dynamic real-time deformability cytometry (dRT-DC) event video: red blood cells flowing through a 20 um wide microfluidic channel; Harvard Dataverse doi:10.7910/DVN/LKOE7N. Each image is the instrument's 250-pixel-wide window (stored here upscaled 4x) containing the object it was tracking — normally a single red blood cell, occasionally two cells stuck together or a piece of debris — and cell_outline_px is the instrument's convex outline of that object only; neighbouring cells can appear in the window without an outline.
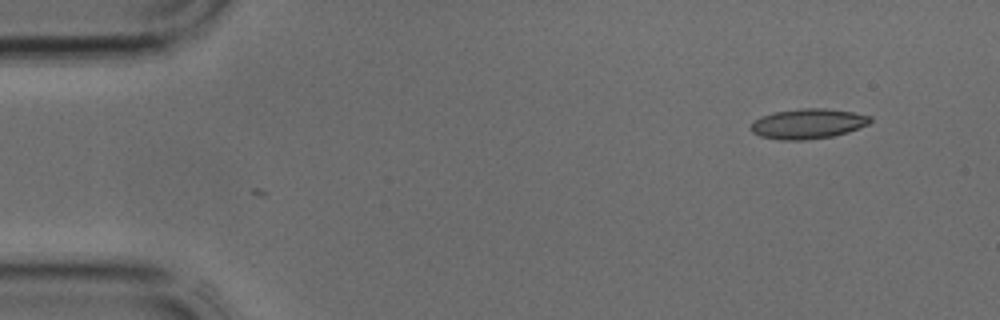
{"species": "common noctule bat (a hibernating species)", "species_latin": "Nyctalus noctula", "temperature_condition": "cold", "stored_images_in_passage": 2, "camera_frame_rate_fps": 3000, "um_per_image_px": 0.085, "animal": {"sex": "male", "body_mass_g": 17.9, "forearm_length_mm": 54.2}, "frame": {"image": 1, "passage_image": 1, "time_ms": 0.0, "image_size_px": [1000, 320], "cell_outline_px": [[872, 120], [868, 124], [848, 132], [832, 136], [804, 140], [780, 140], [760, 136], [752, 132], [748, 128], [752, 120], [760, 116], [776, 112], [800, 108], [824, 108], [852, 112], [872, 116]], "centroid_in_image_um": [68.63, 10.51], "position_along_channel_um": 16.4, "area_um2": 21.04}}